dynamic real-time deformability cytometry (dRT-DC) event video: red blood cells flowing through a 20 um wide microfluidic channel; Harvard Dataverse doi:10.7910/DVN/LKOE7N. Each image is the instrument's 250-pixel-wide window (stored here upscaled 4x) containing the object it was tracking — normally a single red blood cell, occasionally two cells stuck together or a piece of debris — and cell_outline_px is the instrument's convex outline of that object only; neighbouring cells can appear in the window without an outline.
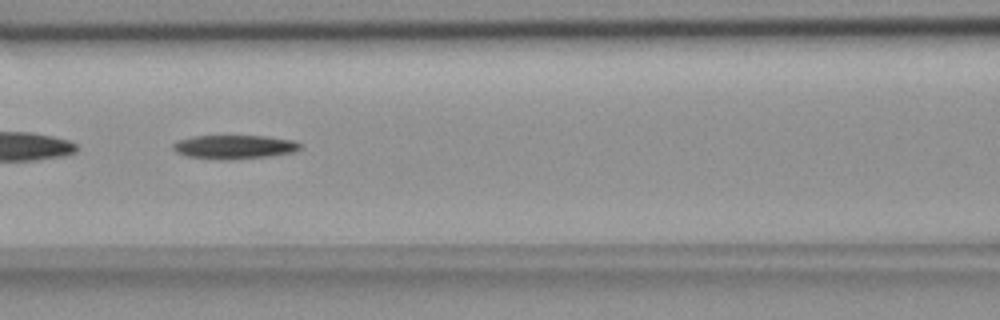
{"species": "common noctule bat (a hibernating species)", "species_latin": "Nyctalus noctula", "temperature_condition": "room temperature", "stored_images_in_passage": 44, "camera_frame_rate_fps": 3000, "um_per_image_px": 0.085, "animal": {"sex": "female", "body_mass_g": 18.4}, "frame": {"image": 1, "passage_image": 13, "time_ms": 4.0, "image_size_px": [1000, 320], "cell_outline_px": [[300, 148], [292, 152], [264, 156], [228, 160], [188, 156], [176, 152], [172, 148], [172, 144], [176, 140], [192, 136], [268, 136], [292, 140], [300, 144]], "centroid_in_image_um": [19.85, 12.47], "position_along_channel_um": 146.8, "area_um2": 17.4}}
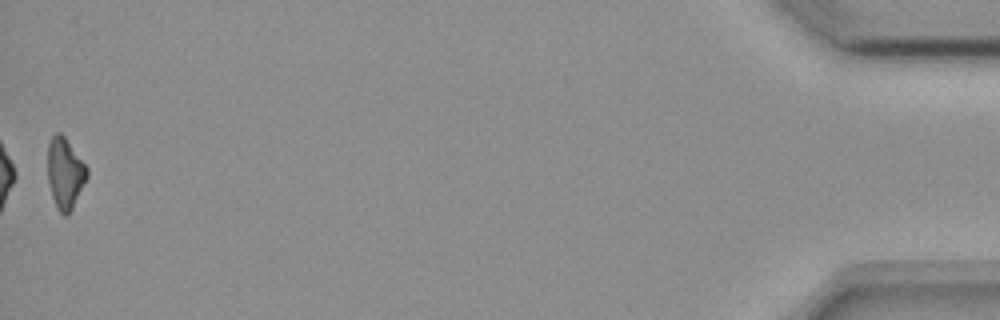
{"frame": {"image": 2, "passage_image": 44, "time_ms": 14.333, "image_size_px": [1000, 320], "cell_outline_px": [[88, 176], [72, 208], [64, 216], [56, 208], [52, 196], [48, 180], [48, 144], [52, 136], [56, 132], [60, 132], [64, 136], [88, 168]], "centroid_in_image_um": [5.52, 14.71], "position_along_channel_um": 429.7, "area_um2": 16.01}, "authors_computed_cell_mechanics": {"area_um2": 17.8024, "velocity_mm_per_s": 3.6676, "shape_relaxation_time_tau1_ms": 5.8755, "shape_relaxation_time_tau2_ms": null, "deformation_change_tau1": 0.1943, "deformation_change_tau2": null}}